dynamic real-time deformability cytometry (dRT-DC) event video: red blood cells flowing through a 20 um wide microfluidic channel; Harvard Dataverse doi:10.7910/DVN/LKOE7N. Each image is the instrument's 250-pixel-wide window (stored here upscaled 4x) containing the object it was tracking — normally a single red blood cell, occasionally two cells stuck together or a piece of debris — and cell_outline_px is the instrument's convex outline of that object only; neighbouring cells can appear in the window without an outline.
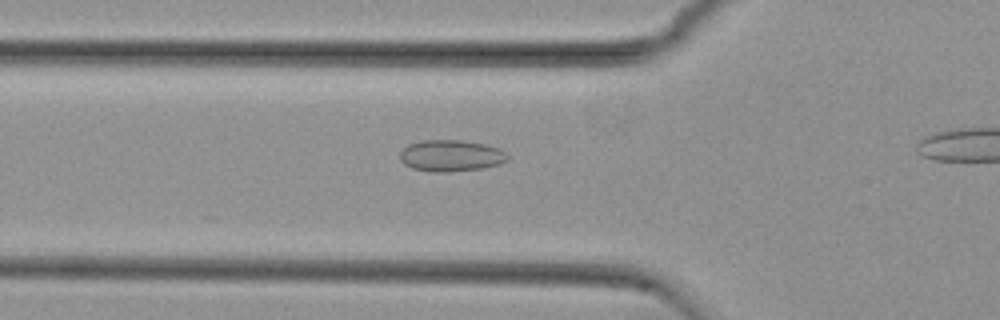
{"species": "common noctule bat (a hibernating species)", "species_latin": "Nyctalus noctula", "temperature_condition": "cold", "stored_images_in_passage": 31, "camera_frame_rate_fps": 3000, "um_per_image_px": 0.085, "animal": {"sex": "female", "body_mass_g": 29.2, "forearm_length_mm": 56.3}, "frame": {"image": 1, "passage_image": 6, "time_ms": 1.667, "image_size_px": [1000, 320], "cell_outline_px": [[508, 160], [500, 164], [480, 168], [448, 172], [432, 172], [412, 168], [404, 164], [400, 160], [400, 148], [408, 144], [420, 140], [460, 140], [484, 144], [500, 148], [508, 156]], "centroid_in_image_um": [38.28, 13.22], "position_along_channel_um": 87.5, "area_um2": 19.88}}
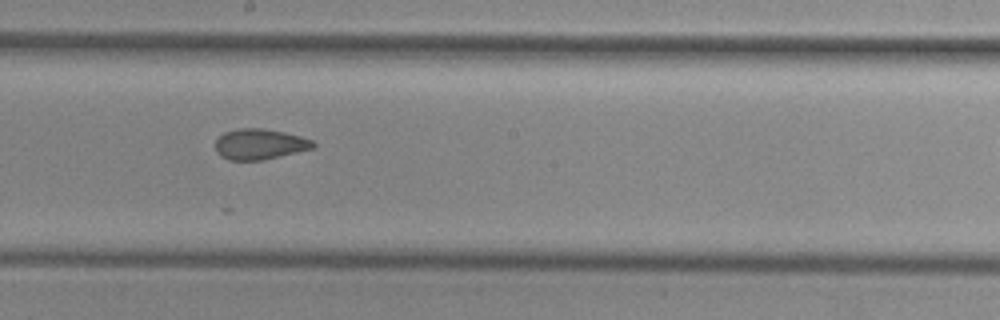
{"frame": {"image": 2, "passage_image": 17, "time_ms": 5.333, "image_size_px": [1000, 320], "cell_outline_px": [[316, 148], [264, 160], [228, 160], [220, 156], [216, 152], [216, 140], [224, 132], [236, 128], [264, 128], [284, 132], [300, 136], [312, 140], [316, 144]], "centroid_in_image_um": [22.09, 12.26], "position_along_channel_um": 226.1, "area_um2": 17.69}}
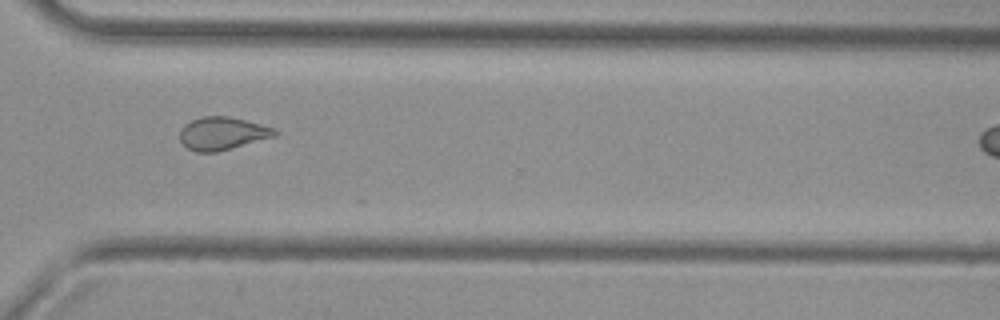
{"frame": {"image": 3, "passage_image": 27, "time_ms": 8.667, "image_size_px": [1000, 320], "cell_outline_px": [[280, 132], [276, 136], [216, 152], [196, 152], [188, 148], [180, 140], [180, 132], [184, 124], [200, 116], [228, 116], [276, 128]], "centroid_in_image_um": [18.92, 11.33], "position_along_channel_um": 351.7, "area_um2": 18.15}}